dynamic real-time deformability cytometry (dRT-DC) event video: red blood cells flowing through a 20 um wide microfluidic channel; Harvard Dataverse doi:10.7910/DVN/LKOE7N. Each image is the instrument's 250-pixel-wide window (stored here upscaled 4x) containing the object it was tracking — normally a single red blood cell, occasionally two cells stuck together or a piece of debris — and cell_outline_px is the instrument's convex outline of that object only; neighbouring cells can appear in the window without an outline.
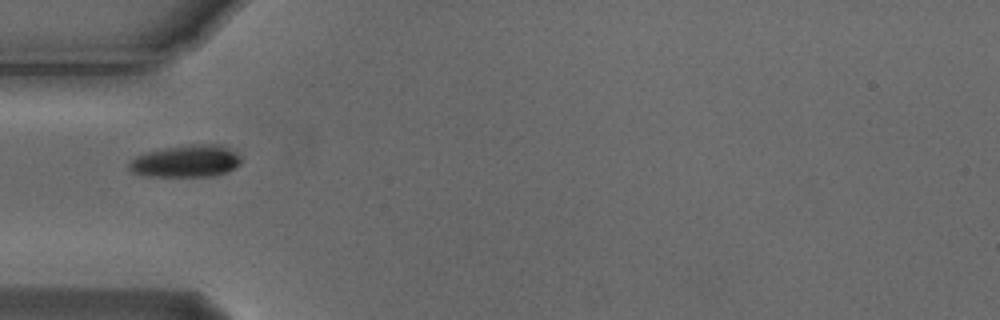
{"species": "Egyptian fruit bat (a non-hibernating species)", "species_latin": "Rousettus aegyptiacus", "temperature_condition": "cold", "stored_images_in_passage": 1, "camera_frame_rate_fps": 3000, "um_per_image_px": 0.085, "animal": {"sex": "male"}, "frame": {"image": 1, "passage_image": 1, "time_ms": 0.0, "image_size_px": [1000, 320], "cell_outline_px": [[240, 164], [228, 172], [212, 176], [152, 176], [132, 172], [128, 168], [128, 164], [136, 156], [144, 152], [164, 148], [188, 144], [224, 144], [236, 152], [240, 156]], "centroid_in_image_um": [15.84, 13.68], "position_along_channel_um": 69.2, "area_um2": 21.15}}